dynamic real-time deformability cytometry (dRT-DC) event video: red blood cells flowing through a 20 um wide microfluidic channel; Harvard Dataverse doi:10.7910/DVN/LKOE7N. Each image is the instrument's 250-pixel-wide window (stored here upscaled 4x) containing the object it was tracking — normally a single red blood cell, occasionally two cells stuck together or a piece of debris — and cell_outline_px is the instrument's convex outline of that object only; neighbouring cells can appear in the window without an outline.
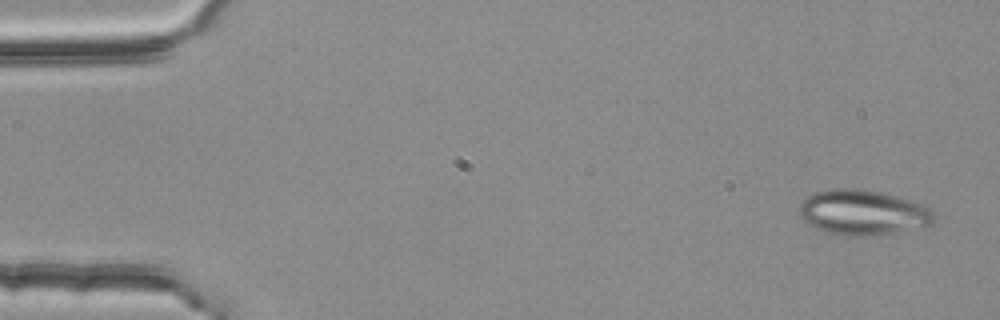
{"species": "common noctule bat (a hibernating species)", "species_latin": "Nyctalus noctula", "temperature_condition": "room temperature", "stored_images_in_passage": 5, "segment_of_instrument_passage": [1, 2], "camera_frame_rate_fps": 3000, "um_per_image_px": 0.085, "animal": {"sex": "female", "body_mass_g": 25.1}, "frame": {"image": 1, "passage_image": 1, "time_ms": 0.0, "image_size_px": [1000, 320], "cell_outline_px": [[936, 220], [932, 224], [876, 236], [840, 236], [816, 228], [808, 224], [800, 216], [800, 204], [808, 196], [816, 192], [832, 188], [856, 188], [896, 196], [912, 200], [924, 204], [936, 216]], "centroid_in_image_um": [73.35, 18.07], "position_along_channel_um": 11.6, "area_um2": 35.43}}